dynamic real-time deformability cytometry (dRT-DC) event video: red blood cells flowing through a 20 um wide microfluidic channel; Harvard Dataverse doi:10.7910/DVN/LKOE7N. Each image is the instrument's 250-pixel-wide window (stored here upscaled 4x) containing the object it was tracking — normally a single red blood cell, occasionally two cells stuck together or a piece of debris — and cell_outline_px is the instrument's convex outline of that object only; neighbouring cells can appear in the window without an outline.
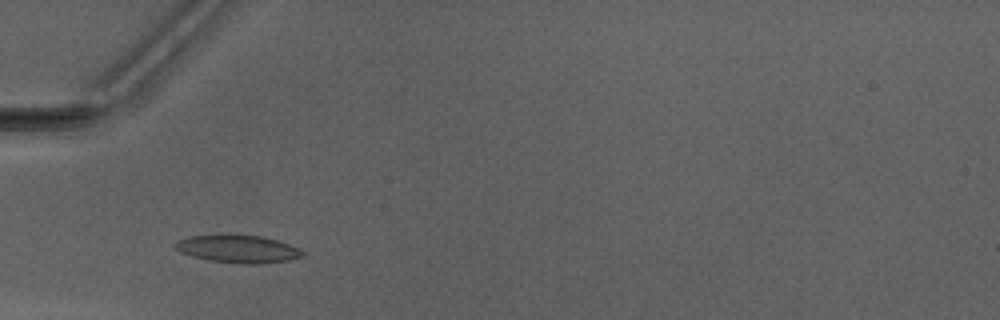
{"species": "Egyptian fruit bat (a non-hibernating species)", "species_latin": "Rousettus aegyptiacus", "temperature_condition": "warm", "stored_images_in_passage": 8, "camera_frame_rate_fps": 3000, "um_per_image_px": 0.085, "animal": {"sex": "male"}, "frame": {"image": 1, "passage_image": 2, "time_ms": 0.333, "image_size_px": [1000, 320], "cell_outline_px": [[304, 256], [288, 260], [256, 264], [240, 264], [208, 260], [192, 256], [180, 252], [172, 244], [176, 240], [188, 236], [264, 236], [288, 244], [304, 252]], "centroid_in_image_um": [20.19, 21.18], "position_along_channel_um": 64.8, "area_um2": 20.17}}
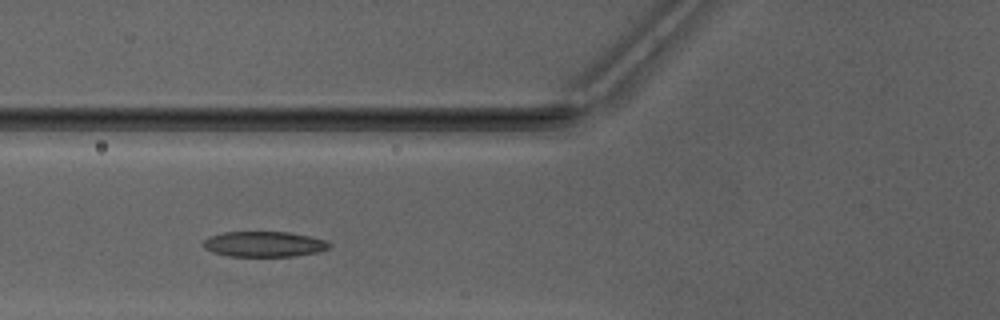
{"frame": {"image": 2, "passage_image": 5, "time_ms": 1.333, "image_size_px": [1000, 320], "cell_outline_px": [[332, 248], [316, 252], [296, 256], [228, 256], [212, 252], [204, 248], [204, 240], [208, 236], [224, 232], [288, 232], [312, 236], [328, 240], [332, 244]], "centroid_in_image_um": [22.5, 20.74], "position_along_channel_um": 103.3, "area_um2": 18.9}}
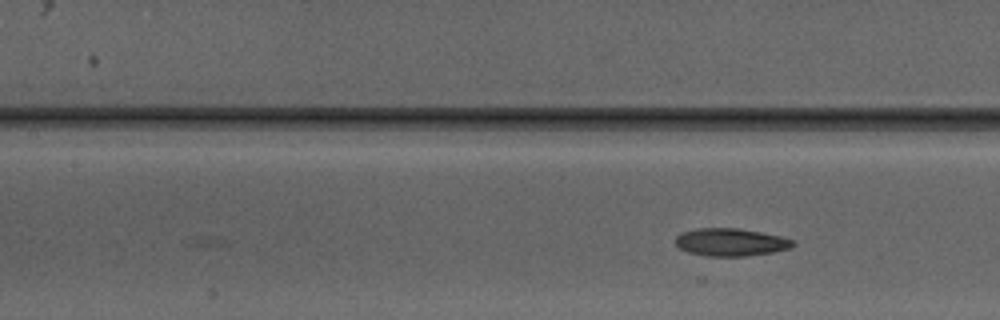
{"frame": {"image": 3, "passage_image": 8, "time_ms": 2.333, "image_size_px": [1000, 320], "cell_outline_px": [[796, 244], [788, 248], [772, 252], [744, 256], [708, 256], [688, 252], [680, 248], [676, 244], [676, 236], [680, 232], [696, 228], [736, 228], [760, 232], [780, 236], [796, 240]], "centroid_in_image_um": [62.1, 20.58], "position_along_channel_um": 145.3, "area_um2": 18.9}}